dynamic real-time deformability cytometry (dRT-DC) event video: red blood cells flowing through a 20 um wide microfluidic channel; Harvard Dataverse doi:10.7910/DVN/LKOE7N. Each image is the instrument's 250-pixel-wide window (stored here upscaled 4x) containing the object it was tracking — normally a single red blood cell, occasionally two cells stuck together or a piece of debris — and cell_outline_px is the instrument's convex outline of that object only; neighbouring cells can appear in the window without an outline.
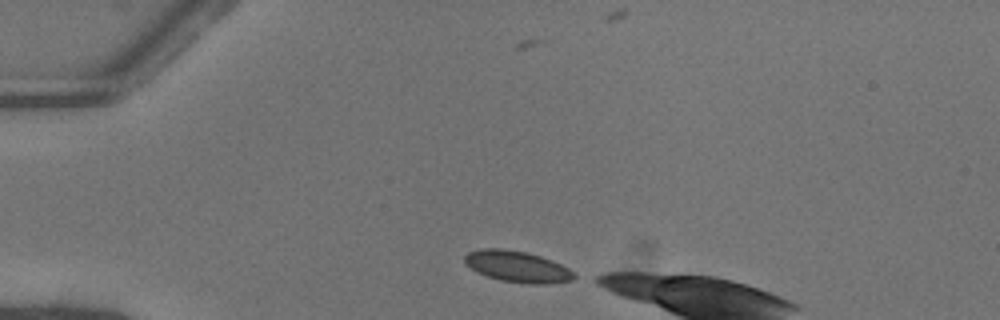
{"species": "common noctule bat (a hibernating species)", "species_latin": "Nyctalus noctula", "temperature_condition": "warm", "stored_images_in_passage": 7, "camera_frame_rate_fps": 3000, "um_per_image_px": 0.085, "animal": {"sex": "female"}, "frame": {"image": 1, "passage_image": 3, "time_ms": 0.667, "image_size_px": [1000, 320], "cell_outline_px": [[580, 276], [572, 280], [544, 284], [528, 284], [500, 280], [476, 272], [464, 260], [464, 256], [468, 252], [480, 248], [504, 248], [528, 252], [540, 256], [560, 264], [568, 268]], "centroid_in_image_um": [43.99, 22.65], "position_along_channel_um": 41.0, "area_um2": 20.0}}